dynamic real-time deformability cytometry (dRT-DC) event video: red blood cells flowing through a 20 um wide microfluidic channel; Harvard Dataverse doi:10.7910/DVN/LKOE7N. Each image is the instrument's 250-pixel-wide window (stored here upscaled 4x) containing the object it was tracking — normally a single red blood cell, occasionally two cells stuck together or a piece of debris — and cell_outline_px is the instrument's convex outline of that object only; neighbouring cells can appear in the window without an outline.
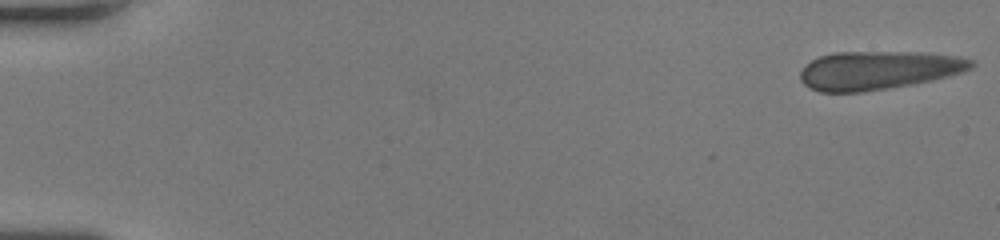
{"species": "human", "species_latin": "Homo sapiens", "temperature_condition": "room temperature", "stored_images_in_passage": 43, "camera_frame_rate_fps": 3000, "um_per_image_px": 0.085, "donor": {"sex": "female"}, "frame": {"image": 1, "passage_image": 1, "time_ms": 0.0, "image_size_px": [1000, 240], "cell_outline_px": [[976, 64], [972, 68], [960, 72], [932, 80], [912, 84], [864, 92], [820, 92], [804, 84], [800, 80], [800, 72], [804, 64], [820, 56], [836, 52], [924, 52], [960, 56], [976, 60]], "centroid_in_image_um": [74.67, 5.96], "position_along_channel_um": 10.3, "area_um2": 38.55}}
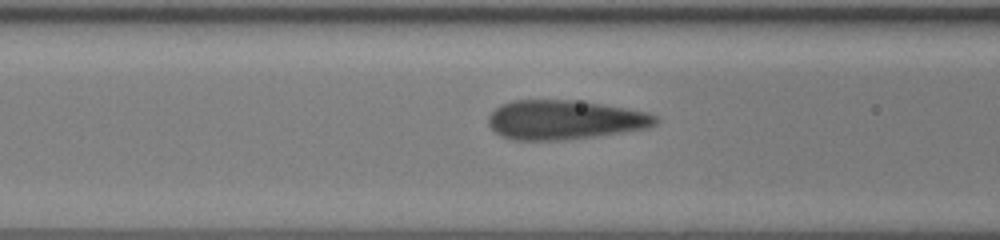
{"frame": {"image": 2, "passage_image": 27, "time_ms": 8.667, "image_size_px": [1000, 240], "cell_outline_px": [[660, 120], [656, 124], [648, 128], [624, 132], [596, 136], [564, 140], [516, 140], [504, 136], [496, 132], [488, 124], [488, 116], [500, 104], [512, 100], [576, 100], [648, 112], [656, 116]], "centroid_in_image_um": [48.01, 10.18], "position_along_channel_um": 118.6, "area_um2": 38.26}}
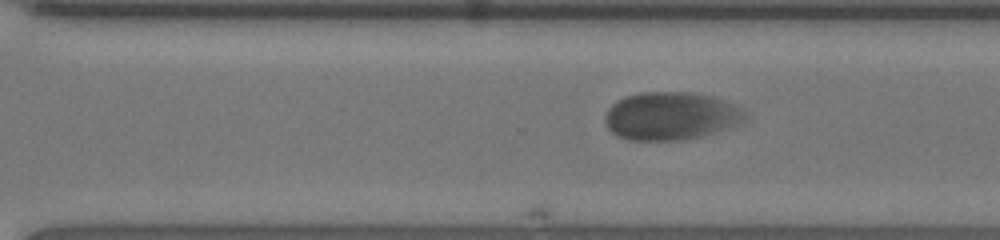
{"frame": {"image": 3, "passage_image": 43, "time_ms": 14.0, "image_size_px": [1000, 240], "cell_outline_px": [[744, 120], [740, 124], [700, 136], [680, 140], [628, 140], [616, 136], [608, 128], [604, 120], [604, 116], [608, 108], [616, 100], [624, 96], [640, 92], [692, 92], [712, 96], [732, 104], [740, 108], [744, 112]], "centroid_in_image_um": [56.95, 9.85], "position_along_channel_um": 313.6, "area_um2": 39.13}}